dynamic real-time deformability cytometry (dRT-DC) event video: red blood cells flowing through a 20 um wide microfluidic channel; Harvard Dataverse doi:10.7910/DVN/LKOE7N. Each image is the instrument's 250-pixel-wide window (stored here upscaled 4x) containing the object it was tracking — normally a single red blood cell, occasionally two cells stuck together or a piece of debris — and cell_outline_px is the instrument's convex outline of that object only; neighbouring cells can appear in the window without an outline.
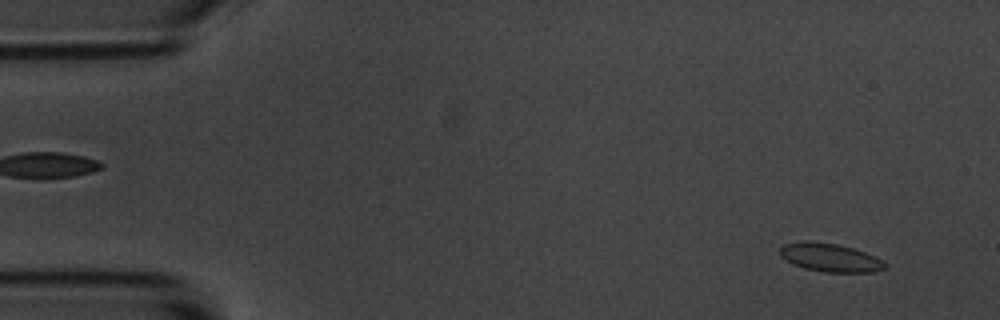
{"species": "common noctule bat (a hibernating species)", "species_latin": "Nyctalus noctula", "temperature_condition": "room temperature", "stored_images_in_passage": 56, "camera_frame_rate_fps": 3000, "um_per_image_px": 0.085, "animal": {"sex": "male", "body_mass_g": 20.1, "forearm_length_mm": 53.5}, "frame": {"image": 1, "passage_image": 4, "time_ms": 1.0, "image_size_px": [1000, 320], "cell_outline_px": [[888, 268], [872, 272], [824, 272], [804, 268], [792, 264], [780, 256], [780, 248], [784, 244], [800, 240], [808, 240], [836, 244], [852, 248], [864, 252], [888, 264]], "centroid_in_image_um": [70.52, 21.89], "position_along_channel_um": 14.5, "area_um2": 17.4}}
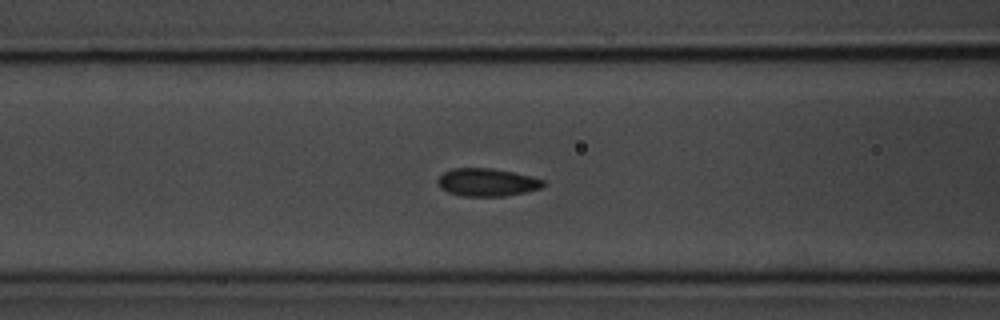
{"frame": {"image": 2, "passage_image": 22, "time_ms": 7.0, "image_size_px": [1000, 320], "cell_outline_px": [[544, 184], [540, 188], [524, 192], [504, 196], [460, 196], [448, 192], [440, 188], [436, 180], [444, 172], [452, 168], [492, 168], [532, 176], [544, 180]], "centroid_in_image_um": [41.36, 15.49], "position_along_channel_um": 125.2, "area_um2": 17.11}}
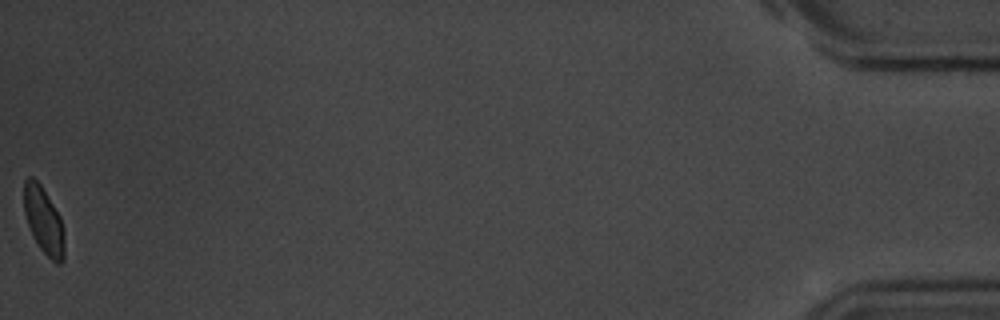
{"frame": {"image": 3, "passage_image": 56, "time_ms": 18.333, "image_size_px": [1000, 320], "cell_outline_px": [[64, 260], [60, 264], [56, 264], [40, 248], [32, 236], [24, 212], [24, 180], [28, 176], [32, 176], [40, 184], [60, 216], [64, 228]], "centroid_in_image_um": [3.72, 18.76], "position_along_channel_um": 431.5, "area_um2": 15.78}, "authors_computed_cell_mechanics": {"area_um2": 17.0799, "velocity_mm_per_s": 3.5745, "shape_relaxation_time_tau1_ms": 2.5642, "shape_relaxation_time_tau2_ms": null, "deformation_change_tau1": 0.069, "deformation_change_tau2": null}}